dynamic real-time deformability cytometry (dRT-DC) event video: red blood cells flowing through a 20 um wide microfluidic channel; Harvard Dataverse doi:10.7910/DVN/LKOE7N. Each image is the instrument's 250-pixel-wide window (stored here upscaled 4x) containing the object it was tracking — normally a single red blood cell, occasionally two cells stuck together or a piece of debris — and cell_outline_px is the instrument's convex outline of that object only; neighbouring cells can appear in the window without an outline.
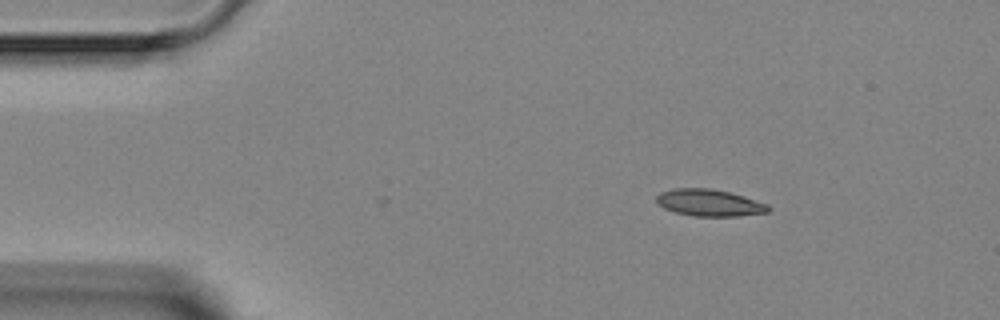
{"species": "Egyptian fruit bat (a non-hibernating species)", "species_latin": "Rousettus aegyptiacus", "temperature_condition": "room temperature", "stored_images_in_passage": 3, "camera_frame_rate_fps": 3000, "um_per_image_px": 0.085, "animal": {"sex": "female"}, "frame": {"image": 1, "passage_image": 1, "time_ms": 0.0, "image_size_px": [1000, 320], "cell_outline_px": [[772, 208], [768, 212], [736, 216], [696, 216], [676, 212], [664, 208], [656, 204], [656, 196], [660, 192], [672, 188], [712, 188], [744, 196], [768, 204]], "centroid_in_image_um": [60.28, 17.22], "position_along_channel_um": 24.7, "area_um2": 17.57}}
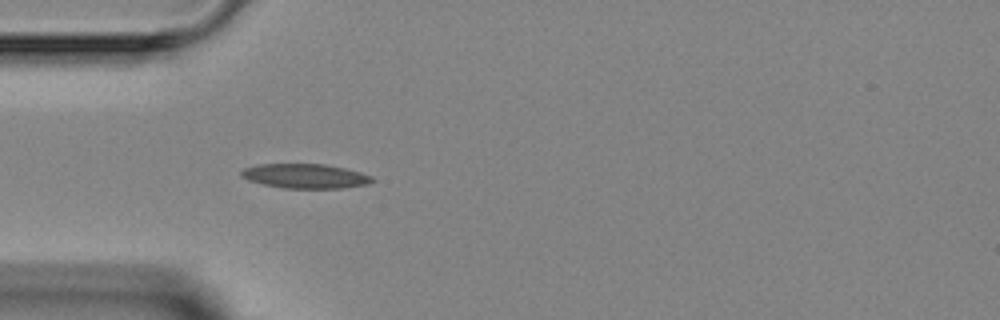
{"frame": {"image": 2, "passage_image": 3, "time_ms": 2.333, "image_size_px": [1000, 320], "cell_outline_px": [[376, 180], [368, 184], [340, 188], [284, 188], [264, 184], [248, 180], [240, 176], [240, 172], [244, 168], [256, 164], [324, 164], [344, 168], [360, 172], [372, 176]], "centroid_in_image_um": [25.94, 14.96], "position_along_channel_um": 59.1, "area_um2": 18.67}}